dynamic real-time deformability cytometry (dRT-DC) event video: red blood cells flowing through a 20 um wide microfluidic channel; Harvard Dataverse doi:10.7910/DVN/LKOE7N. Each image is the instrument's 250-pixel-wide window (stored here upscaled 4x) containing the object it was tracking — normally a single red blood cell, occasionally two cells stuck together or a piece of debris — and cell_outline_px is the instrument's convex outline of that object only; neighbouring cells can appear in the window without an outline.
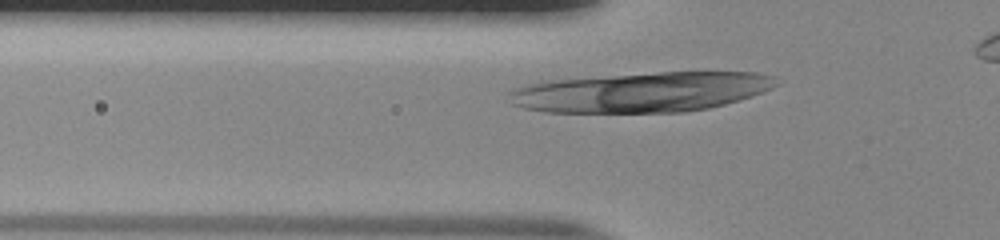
{"species": "human", "species_latin": "Homo sapiens", "temperature_condition": "room temperature", "stored_images_in_passage": 34, "camera_frame_rate_fps": 3000, "um_per_image_px": 0.085, "donor": {"sex": "male"}, "frame": {"image": 1, "passage_image": 7, "time_ms": 2.0, "image_size_px": [1000, 240], "cell_outline_px": [[780, 84], [764, 92], [740, 100], [708, 108], [684, 112], [544, 112], [524, 108], [512, 104], [508, 92], [516, 88], [540, 80], [660, 72], [756, 72], [772, 76]], "centroid_in_image_um": [54.52, 7.82], "position_along_channel_um": 71.3, "area_um2": 62.37}}
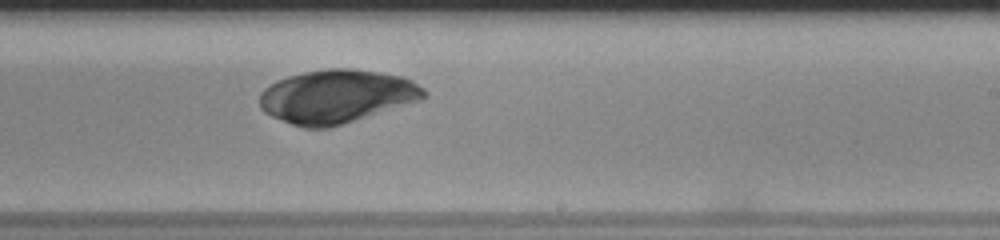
{"frame": {"image": 2, "passage_image": 22, "time_ms": 7.0, "image_size_px": [1000, 240], "cell_outline_px": [[428, 96], [420, 100], [328, 128], [304, 128], [292, 124], [272, 116], [264, 112], [260, 108], [260, 92], [264, 88], [276, 80], [288, 76], [304, 72], [328, 68], [352, 68], [380, 72], [404, 76], [412, 80], [424, 88], [428, 92]], "centroid_in_image_um": [28.62, 8.17], "position_along_channel_um": 260.4, "area_um2": 51.15}}
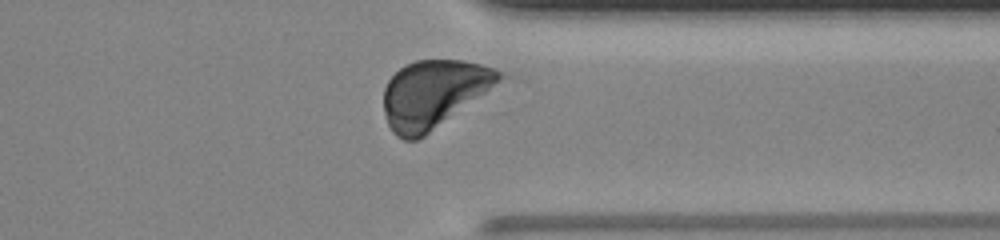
{"frame": {"image": 3, "passage_image": 31, "time_ms": 10.0, "image_size_px": [1000, 240], "cell_outline_px": [[512, 76], [424, 136], [416, 140], [404, 140], [396, 136], [392, 132], [388, 124], [384, 112], [384, 88], [388, 80], [404, 64], [416, 60], [464, 60], [480, 64], [504, 72]], "centroid_in_image_um": [36.93, 7.97], "position_along_channel_um": 374.5, "area_um2": 46.3}}